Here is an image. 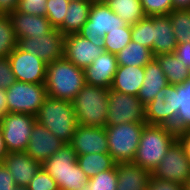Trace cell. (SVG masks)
<instances>
[{
	"label": "cell",
	"instance_id": "6da1fadb",
	"mask_svg": "<svg viewBox=\"0 0 190 190\" xmlns=\"http://www.w3.org/2000/svg\"><path fill=\"white\" fill-rule=\"evenodd\" d=\"M176 140L177 133L172 127L146 124L132 163L152 173Z\"/></svg>",
	"mask_w": 190,
	"mask_h": 190
},
{
	"label": "cell",
	"instance_id": "7a4b0ae2",
	"mask_svg": "<svg viewBox=\"0 0 190 190\" xmlns=\"http://www.w3.org/2000/svg\"><path fill=\"white\" fill-rule=\"evenodd\" d=\"M85 84L84 69L65 57L47 64L44 85L48 96L72 102Z\"/></svg>",
	"mask_w": 190,
	"mask_h": 190
},
{
	"label": "cell",
	"instance_id": "3957f363",
	"mask_svg": "<svg viewBox=\"0 0 190 190\" xmlns=\"http://www.w3.org/2000/svg\"><path fill=\"white\" fill-rule=\"evenodd\" d=\"M35 117L54 136L70 144L78 125L72 102L47 95Z\"/></svg>",
	"mask_w": 190,
	"mask_h": 190
},
{
	"label": "cell",
	"instance_id": "277c9868",
	"mask_svg": "<svg viewBox=\"0 0 190 190\" xmlns=\"http://www.w3.org/2000/svg\"><path fill=\"white\" fill-rule=\"evenodd\" d=\"M50 176L56 181L59 190H77L87 184L89 178L77 163L76 152L70 144H65L42 163Z\"/></svg>",
	"mask_w": 190,
	"mask_h": 190
},
{
	"label": "cell",
	"instance_id": "5b68a950",
	"mask_svg": "<svg viewBox=\"0 0 190 190\" xmlns=\"http://www.w3.org/2000/svg\"><path fill=\"white\" fill-rule=\"evenodd\" d=\"M108 89L85 86L72 101L78 125L105 127L108 112Z\"/></svg>",
	"mask_w": 190,
	"mask_h": 190
},
{
	"label": "cell",
	"instance_id": "8992f818",
	"mask_svg": "<svg viewBox=\"0 0 190 190\" xmlns=\"http://www.w3.org/2000/svg\"><path fill=\"white\" fill-rule=\"evenodd\" d=\"M146 123L105 126L108 153L116 163L133 162Z\"/></svg>",
	"mask_w": 190,
	"mask_h": 190
},
{
	"label": "cell",
	"instance_id": "52a82bcc",
	"mask_svg": "<svg viewBox=\"0 0 190 190\" xmlns=\"http://www.w3.org/2000/svg\"><path fill=\"white\" fill-rule=\"evenodd\" d=\"M126 25L106 3H92L88 20L78 34L104 49V35Z\"/></svg>",
	"mask_w": 190,
	"mask_h": 190
},
{
	"label": "cell",
	"instance_id": "ba28073f",
	"mask_svg": "<svg viewBox=\"0 0 190 190\" xmlns=\"http://www.w3.org/2000/svg\"><path fill=\"white\" fill-rule=\"evenodd\" d=\"M5 92L9 113H21L33 116H36L47 96L44 83L15 81Z\"/></svg>",
	"mask_w": 190,
	"mask_h": 190
},
{
	"label": "cell",
	"instance_id": "9c48e42d",
	"mask_svg": "<svg viewBox=\"0 0 190 190\" xmlns=\"http://www.w3.org/2000/svg\"><path fill=\"white\" fill-rule=\"evenodd\" d=\"M130 122L146 123L145 105L135 95L121 93L110 88L106 126Z\"/></svg>",
	"mask_w": 190,
	"mask_h": 190
},
{
	"label": "cell",
	"instance_id": "30bf717a",
	"mask_svg": "<svg viewBox=\"0 0 190 190\" xmlns=\"http://www.w3.org/2000/svg\"><path fill=\"white\" fill-rule=\"evenodd\" d=\"M36 117L29 114L9 113L0 117V128L8 153L25 152Z\"/></svg>",
	"mask_w": 190,
	"mask_h": 190
},
{
	"label": "cell",
	"instance_id": "8fae6325",
	"mask_svg": "<svg viewBox=\"0 0 190 190\" xmlns=\"http://www.w3.org/2000/svg\"><path fill=\"white\" fill-rule=\"evenodd\" d=\"M164 101L168 108V126L177 134L190 130V78L183 84H168Z\"/></svg>",
	"mask_w": 190,
	"mask_h": 190
},
{
	"label": "cell",
	"instance_id": "7c38bea8",
	"mask_svg": "<svg viewBox=\"0 0 190 190\" xmlns=\"http://www.w3.org/2000/svg\"><path fill=\"white\" fill-rule=\"evenodd\" d=\"M64 41L65 35L54 28L45 36L18 39L17 47L48 64L64 57Z\"/></svg>",
	"mask_w": 190,
	"mask_h": 190
},
{
	"label": "cell",
	"instance_id": "4fadbf2b",
	"mask_svg": "<svg viewBox=\"0 0 190 190\" xmlns=\"http://www.w3.org/2000/svg\"><path fill=\"white\" fill-rule=\"evenodd\" d=\"M151 175L154 178L177 182L183 186L190 180V161L178 140L168 149L167 154Z\"/></svg>",
	"mask_w": 190,
	"mask_h": 190
},
{
	"label": "cell",
	"instance_id": "5bb4252c",
	"mask_svg": "<svg viewBox=\"0 0 190 190\" xmlns=\"http://www.w3.org/2000/svg\"><path fill=\"white\" fill-rule=\"evenodd\" d=\"M16 81L45 83L47 63L16 47L8 56Z\"/></svg>",
	"mask_w": 190,
	"mask_h": 190
},
{
	"label": "cell",
	"instance_id": "9a60e30c",
	"mask_svg": "<svg viewBox=\"0 0 190 190\" xmlns=\"http://www.w3.org/2000/svg\"><path fill=\"white\" fill-rule=\"evenodd\" d=\"M70 145L76 152V156L91 153H108L105 127L77 125Z\"/></svg>",
	"mask_w": 190,
	"mask_h": 190
},
{
	"label": "cell",
	"instance_id": "2e32d148",
	"mask_svg": "<svg viewBox=\"0 0 190 190\" xmlns=\"http://www.w3.org/2000/svg\"><path fill=\"white\" fill-rule=\"evenodd\" d=\"M104 51L78 33L65 35L64 57L76 67L85 69Z\"/></svg>",
	"mask_w": 190,
	"mask_h": 190
},
{
	"label": "cell",
	"instance_id": "e0dca14e",
	"mask_svg": "<svg viewBox=\"0 0 190 190\" xmlns=\"http://www.w3.org/2000/svg\"><path fill=\"white\" fill-rule=\"evenodd\" d=\"M63 145L65 143L54 136L47 128L35 122L25 152L43 163L46 159L53 156Z\"/></svg>",
	"mask_w": 190,
	"mask_h": 190
},
{
	"label": "cell",
	"instance_id": "ac0fdd59",
	"mask_svg": "<svg viewBox=\"0 0 190 190\" xmlns=\"http://www.w3.org/2000/svg\"><path fill=\"white\" fill-rule=\"evenodd\" d=\"M118 68L116 55L104 51L92 64L84 69L87 85L110 89Z\"/></svg>",
	"mask_w": 190,
	"mask_h": 190
},
{
	"label": "cell",
	"instance_id": "d6986e66",
	"mask_svg": "<svg viewBox=\"0 0 190 190\" xmlns=\"http://www.w3.org/2000/svg\"><path fill=\"white\" fill-rule=\"evenodd\" d=\"M2 164L10 171L16 186H27L42 167L40 161L26 152L8 153Z\"/></svg>",
	"mask_w": 190,
	"mask_h": 190
},
{
	"label": "cell",
	"instance_id": "ffe728a7",
	"mask_svg": "<svg viewBox=\"0 0 190 190\" xmlns=\"http://www.w3.org/2000/svg\"><path fill=\"white\" fill-rule=\"evenodd\" d=\"M9 16L17 40L45 36L54 29L46 16L24 14L17 10L10 13Z\"/></svg>",
	"mask_w": 190,
	"mask_h": 190
},
{
	"label": "cell",
	"instance_id": "44dd1931",
	"mask_svg": "<svg viewBox=\"0 0 190 190\" xmlns=\"http://www.w3.org/2000/svg\"><path fill=\"white\" fill-rule=\"evenodd\" d=\"M117 190H147L151 172L132 162L116 163Z\"/></svg>",
	"mask_w": 190,
	"mask_h": 190
},
{
	"label": "cell",
	"instance_id": "7402d4cb",
	"mask_svg": "<svg viewBox=\"0 0 190 190\" xmlns=\"http://www.w3.org/2000/svg\"><path fill=\"white\" fill-rule=\"evenodd\" d=\"M168 80L158 62L153 59L144 66V81L137 97L146 106L156 94L168 85Z\"/></svg>",
	"mask_w": 190,
	"mask_h": 190
},
{
	"label": "cell",
	"instance_id": "603a6c76",
	"mask_svg": "<svg viewBox=\"0 0 190 190\" xmlns=\"http://www.w3.org/2000/svg\"><path fill=\"white\" fill-rule=\"evenodd\" d=\"M153 48L154 56L163 53H174L177 47L176 36L173 32L171 21L168 15L153 16Z\"/></svg>",
	"mask_w": 190,
	"mask_h": 190
},
{
	"label": "cell",
	"instance_id": "cb8c5ba5",
	"mask_svg": "<svg viewBox=\"0 0 190 190\" xmlns=\"http://www.w3.org/2000/svg\"><path fill=\"white\" fill-rule=\"evenodd\" d=\"M144 81V66H120L114 75L111 89L137 96Z\"/></svg>",
	"mask_w": 190,
	"mask_h": 190
},
{
	"label": "cell",
	"instance_id": "d4e9b609",
	"mask_svg": "<svg viewBox=\"0 0 190 190\" xmlns=\"http://www.w3.org/2000/svg\"><path fill=\"white\" fill-rule=\"evenodd\" d=\"M91 5V0L69 2L65 19L57 29L64 35L78 33L88 20Z\"/></svg>",
	"mask_w": 190,
	"mask_h": 190
},
{
	"label": "cell",
	"instance_id": "484cf974",
	"mask_svg": "<svg viewBox=\"0 0 190 190\" xmlns=\"http://www.w3.org/2000/svg\"><path fill=\"white\" fill-rule=\"evenodd\" d=\"M169 84H183L189 78L188 67L177 58L175 53H163L154 56Z\"/></svg>",
	"mask_w": 190,
	"mask_h": 190
},
{
	"label": "cell",
	"instance_id": "4316f807",
	"mask_svg": "<svg viewBox=\"0 0 190 190\" xmlns=\"http://www.w3.org/2000/svg\"><path fill=\"white\" fill-rule=\"evenodd\" d=\"M154 55L148 47L133 42L116 54V60L120 66H138L142 67L151 62Z\"/></svg>",
	"mask_w": 190,
	"mask_h": 190
},
{
	"label": "cell",
	"instance_id": "83f0119b",
	"mask_svg": "<svg viewBox=\"0 0 190 190\" xmlns=\"http://www.w3.org/2000/svg\"><path fill=\"white\" fill-rule=\"evenodd\" d=\"M77 163L88 178L112 169L116 165L109 153H91L77 156Z\"/></svg>",
	"mask_w": 190,
	"mask_h": 190
},
{
	"label": "cell",
	"instance_id": "f1b7e54d",
	"mask_svg": "<svg viewBox=\"0 0 190 190\" xmlns=\"http://www.w3.org/2000/svg\"><path fill=\"white\" fill-rule=\"evenodd\" d=\"M106 4L128 25H134L145 17L141 0H108Z\"/></svg>",
	"mask_w": 190,
	"mask_h": 190
},
{
	"label": "cell",
	"instance_id": "f546056e",
	"mask_svg": "<svg viewBox=\"0 0 190 190\" xmlns=\"http://www.w3.org/2000/svg\"><path fill=\"white\" fill-rule=\"evenodd\" d=\"M164 97L165 87L156 94L152 102L145 106L146 124L168 126V108Z\"/></svg>",
	"mask_w": 190,
	"mask_h": 190
},
{
	"label": "cell",
	"instance_id": "4dcf8cb0",
	"mask_svg": "<svg viewBox=\"0 0 190 190\" xmlns=\"http://www.w3.org/2000/svg\"><path fill=\"white\" fill-rule=\"evenodd\" d=\"M168 16L177 44L190 42V10H173Z\"/></svg>",
	"mask_w": 190,
	"mask_h": 190
},
{
	"label": "cell",
	"instance_id": "1f68e13d",
	"mask_svg": "<svg viewBox=\"0 0 190 190\" xmlns=\"http://www.w3.org/2000/svg\"><path fill=\"white\" fill-rule=\"evenodd\" d=\"M17 41L9 14H0V58L7 57L17 47Z\"/></svg>",
	"mask_w": 190,
	"mask_h": 190
},
{
	"label": "cell",
	"instance_id": "d6a6232c",
	"mask_svg": "<svg viewBox=\"0 0 190 190\" xmlns=\"http://www.w3.org/2000/svg\"><path fill=\"white\" fill-rule=\"evenodd\" d=\"M153 16H145L134 25H131V40L149 49L153 48Z\"/></svg>",
	"mask_w": 190,
	"mask_h": 190
},
{
	"label": "cell",
	"instance_id": "836d02e7",
	"mask_svg": "<svg viewBox=\"0 0 190 190\" xmlns=\"http://www.w3.org/2000/svg\"><path fill=\"white\" fill-rule=\"evenodd\" d=\"M131 41V25L114 29L104 35L105 51L117 54Z\"/></svg>",
	"mask_w": 190,
	"mask_h": 190
},
{
	"label": "cell",
	"instance_id": "e575fe53",
	"mask_svg": "<svg viewBox=\"0 0 190 190\" xmlns=\"http://www.w3.org/2000/svg\"><path fill=\"white\" fill-rule=\"evenodd\" d=\"M116 165L89 178L90 190H117Z\"/></svg>",
	"mask_w": 190,
	"mask_h": 190
},
{
	"label": "cell",
	"instance_id": "d590c367",
	"mask_svg": "<svg viewBox=\"0 0 190 190\" xmlns=\"http://www.w3.org/2000/svg\"><path fill=\"white\" fill-rule=\"evenodd\" d=\"M68 4V0H47L46 18L54 28H58L63 23Z\"/></svg>",
	"mask_w": 190,
	"mask_h": 190
},
{
	"label": "cell",
	"instance_id": "8d00e7d4",
	"mask_svg": "<svg viewBox=\"0 0 190 190\" xmlns=\"http://www.w3.org/2000/svg\"><path fill=\"white\" fill-rule=\"evenodd\" d=\"M145 16L168 15L173 11L172 0H141Z\"/></svg>",
	"mask_w": 190,
	"mask_h": 190
},
{
	"label": "cell",
	"instance_id": "74e56055",
	"mask_svg": "<svg viewBox=\"0 0 190 190\" xmlns=\"http://www.w3.org/2000/svg\"><path fill=\"white\" fill-rule=\"evenodd\" d=\"M29 190H59L56 181L41 167L27 185Z\"/></svg>",
	"mask_w": 190,
	"mask_h": 190
},
{
	"label": "cell",
	"instance_id": "f35d334b",
	"mask_svg": "<svg viewBox=\"0 0 190 190\" xmlns=\"http://www.w3.org/2000/svg\"><path fill=\"white\" fill-rule=\"evenodd\" d=\"M47 0H19L17 11L24 14L46 16Z\"/></svg>",
	"mask_w": 190,
	"mask_h": 190
},
{
	"label": "cell",
	"instance_id": "ab89813d",
	"mask_svg": "<svg viewBox=\"0 0 190 190\" xmlns=\"http://www.w3.org/2000/svg\"><path fill=\"white\" fill-rule=\"evenodd\" d=\"M15 81L8 57L0 58V89L6 90Z\"/></svg>",
	"mask_w": 190,
	"mask_h": 190
},
{
	"label": "cell",
	"instance_id": "60d3db41",
	"mask_svg": "<svg viewBox=\"0 0 190 190\" xmlns=\"http://www.w3.org/2000/svg\"><path fill=\"white\" fill-rule=\"evenodd\" d=\"M147 190H184V186L177 182L157 179L151 175Z\"/></svg>",
	"mask_w": 190,
	"mask_h": 190
},
{
	"label": "cell",
	"instance_id": "b9f144b4",
	"mask_svg": "<svg viewBox=\"0 0 190 190\" xmlns=\"http://www.w3.org/2000/svg\"><path fill=\"white\" fill-rule=\"evenodd\" d=\"M15 187L10 171L0 163V190H14Z\"/></svg>",
	"mask_w": 190,
	"mask_h": 190
},
{
	"label": "cell",
	"instance_id": "7bdbcfd3",
	"mask_svg": "<svg viewBox=\"0 0 190 190\" xmlns=\"http://www.w3.org/2000/svg\"><path fill=\"white\" fill-rule=\"evenodd\" d=\"M175 55L179 60H181L184 65L189 67L190 65V42L177 44Z\"/></svg>",
	"mask_w": 190,
	"mask_h": 190
},
{
	"label": "cell",
	"instance_id": "ee69618b",
	"mask_svg": "<svg viewBox=\"0 0 190 190\" xmlns=\"http://www.w3.org/2000/svg\"><path fill=\"white\" fill-rule=\"evenodd\" d=\"M177 140L184 147L186 157L190 161V130H186L177 134Z\"/></svg>",
	"mask_w": 190,
	"mask_h": 190
},
{
	"label": "cell",
	"instance_id": "f6af8a7d",
	"mask_svg": "<svg viewBox=\"0 0 190 190\" xmlns=\"http://www.w3.org/2000/svg\"><path fill=\"white\" fill-rule=\"evenodd\" d=\"M19 0H0V14H10L17 9Z\"/></svg>",
	"mask_w": 190,
	"mask_h": 190
},
{
	"label": "cell",
	"instance_id": "bcb514c9",
	"mask_svg": "<svg viewBox=\"0 0 190 190\" xmlns=\"http://www.w3.org/2000/svg\"><path fill=\"white\" fill-rule=\"evenodd\" d=\"M7 96L4 89H0V117L4 116L8 112L7 108Z\"/></svg>",
	"mask_w": 190,
	"mask_h": 190
},
{
	"label": "cell",
	"instance_id": "7dc6e473",
	"mask_svg": "<svg viewBox=\"0 0 190 190\" xmlns=\"http://www.w3.org/2000/svg\"><path fill=\"white\" fill-rule=\"evenodd\" d=\"M174 10H190V0H172Z\"/></svg>",
	"mask_w": 190,
	"mask_h": 190
},
{
	"label": "cell",
	"instance_id": "c3c4849f",
	"mask_svg": "<svg viewBox=\"0 0 190 190\" xmlns=\"http://www.w3.org/2000/svg\"><path fill=\"white\" fill-rule=\"evenodd\" d=\"M8 154L5 145H4V140H3V133L0 128V163H2L3 158Z\"/></svg>",
	"mask_w": 190,
	"mask_h": 190
},
{
	"label": "cell",
	"instance_id": "681fc988",
	"mask_svg": "<svg viewBox=\"0 0 190 190\" xmlns=\"http://www.w3.org/2000/svg\"><path fill=\"white\" fill-rule=\"evenodd\" d=\"M77 190H90V183L84 184L82 188H79Z\"/></svg>",
	"mask_w": 190,
	"mask_h": 190
},
{
	"label": "cell",
	"instance_id": "f907efd6",
	"mask_svg": "<svg viewBox=\"0 0 190 190\" xmlns=\"http://www.w3.org/2000/svg\"><path fill=\"white\" fill-rule=\"evenodd\" d=\"M14 190H29L27 186H16Z\"/></svg>",
	"mask_w": 190,
	"mask_h": 190
},
{
	"label": "cell",
	"instance_id": "816d5d0a",
	"mask_svg": "<svg viewBox=\"0 0 190 190\" xmlns=\"http://www.w3.org/2000/svg\"><path fill=\"white\" fill-rule=\"evenodd\" d=\"M108 0H91L92 3H106Z\"/></svg>",
	"mask_w": 190,
	"mask_h": 190
},
{
	"label": "cell",
	"instance_id": "f5cc1de1",
	"mask_svg": "<svg viewBox=\"0 0 190 190\" xmlns=\"http://www.w3.org/2000/svg\"><path fill=\"white\" fill-rule=\"evenodd\" d=\"M184 190H190V180L184 185Z\"/></svg>",
	"mask_w": 190,
	"mask_h": 190
},
{
	"label": "cell",
	"instance_id": "db71d44e",
	"mask_svg": "<svg viewBox=\"0 0 190 190\" xmlns=\"http://www.w3.org/2000/svg\"><path fill=\"white\" fill-rule=\"evenodd\" d=\"M69 2H71V1H83V0H68Z\"/></svg>",
	"mask_w": 190,
	"mask_h": 190
},
{
	"label": "cell",
	"instance_id": "11a10c76",
	"mask_svg": "<svg viewBox=\"0 0 190 190\" xmlns=\"http://www.w3.org/2000/svg\"><path fill=\"white\" fill-rule=\"evenodd\" d=\"M188 71H189V78H190V65H189V67H188Z\"/></svg>",
	"mask_w": 190,
	"mask_h": 190
}]
</instances>
